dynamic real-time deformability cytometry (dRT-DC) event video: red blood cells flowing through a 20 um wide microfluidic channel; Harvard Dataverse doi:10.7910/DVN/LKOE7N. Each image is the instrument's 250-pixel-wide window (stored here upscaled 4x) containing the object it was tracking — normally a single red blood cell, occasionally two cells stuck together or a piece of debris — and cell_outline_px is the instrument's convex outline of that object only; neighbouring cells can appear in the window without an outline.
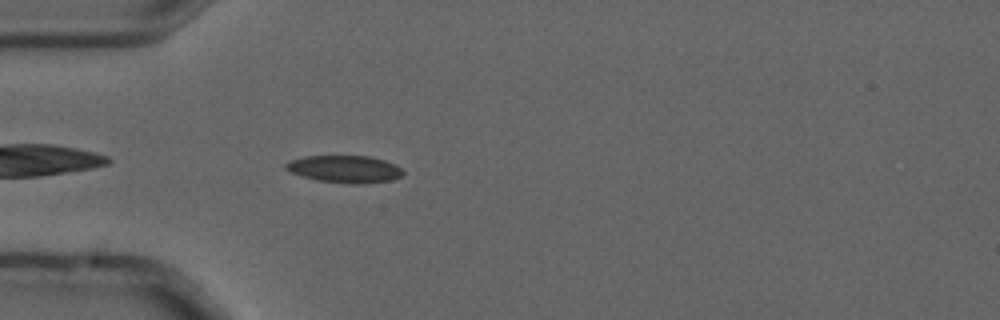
{"species": "common noctule bat (a hibernating species)", "species_latin": "Nyctalus noctula", "temperature_condition": "cold", "stored_images_in_passage": 3, "camera_frame_rate_fps": 3000, "um_per_image_px": 0.085, "animal": {"sex": "male", "forearm_length_mm": 52.5}, "frame": {"image": 1, "passage_image": 3, "time_ms": 0.667, "image_size_px": [1000, 320], "cell_outline_px": [[404, 172], [400, 176], [392, 180], [364, 184], [344, 184], [316, 180], [292, 172], [284, 168], [284, 164], [288, 160], [304, 156], [368, 156], [384, 160], [396, 164]], "centroid_in_image_um": [29.29, 14.37], "position_along_channel_um": 55.7, "area_um2": 18.79}}